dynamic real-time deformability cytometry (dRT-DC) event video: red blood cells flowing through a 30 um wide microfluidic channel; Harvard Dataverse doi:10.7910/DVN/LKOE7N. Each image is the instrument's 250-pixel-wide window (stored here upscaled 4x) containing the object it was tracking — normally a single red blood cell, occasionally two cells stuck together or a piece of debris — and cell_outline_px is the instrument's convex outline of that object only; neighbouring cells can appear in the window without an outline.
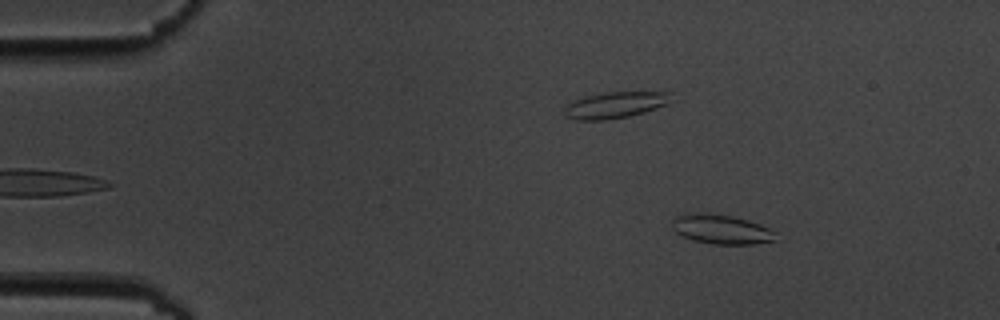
{"species": "common noctule bat (a hibernating species)", "species_latin": "Nyctalus noctula", "temperature_condition": "cold", "stored_images_in_passage": 5, "camera_frame_rate_fps": 3000, "um_per_image_px": 0.085, "animal": {"sex": "male", "body_mass_g": 19.5, "forearm_length_mm": 54.6}, "frame": {"image": 1, "passage_image": 2, "time_ms": 1.333, "image_size_px": [1000, 320], "cell_outline_px": [[776, 240], [752, 244], [712, 244], [692, 240], [676, 232], [672, 228], [672, 220], [676, 216], [684, 212], [708, 212], [732, 216], [748, 220], [760, 224], [776, 232]], "centroid_in_image_um": [61.28, 19.47], "position_along_channel_um": 23.7, "area_um2": 18.03}}
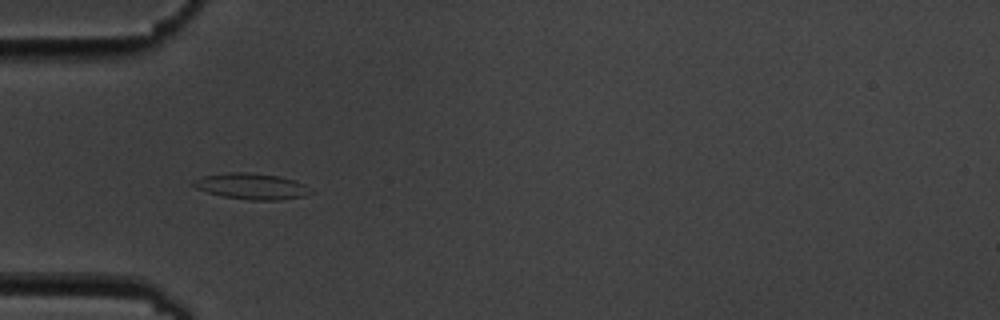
{"frame": {"image": 2, "passage_image": 4, "time_ms": 4.667, "image_size_px": [1000, 320], "cell_outline_px": [[316, 192], [304, 196], [280, 200], [252, 200], [224, 196], [208, 192], [196, 188], [192, 184], [192, 180], [204, 176], [228, 172], [248, 172], [280, 176], [304, 184]], "centroid_in_image_um": [21.42, 15.83], "position_along_channel_um": 63.6, "area_um2": 17.74}}